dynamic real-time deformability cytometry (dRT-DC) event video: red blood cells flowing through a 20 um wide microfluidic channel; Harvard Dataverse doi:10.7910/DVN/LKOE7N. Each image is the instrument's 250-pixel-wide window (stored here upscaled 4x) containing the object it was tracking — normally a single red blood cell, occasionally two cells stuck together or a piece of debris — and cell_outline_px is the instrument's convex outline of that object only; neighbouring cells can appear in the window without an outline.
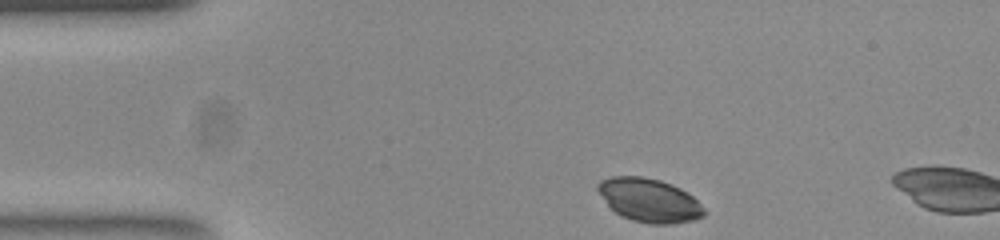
{"species": "common noctule bat (a hibernating species)", "species_latin": "Nyctalus noctula", "temperature_condition": "room temperature", "stored_images_in_passage": 45, "camera_frame_rate_fps": 3000, "um_per_image_px": 0.085, "animal": {"sex": "female", "body_mass_g": 23.0, "forearm_length_mm": 53.4}, "frame": {"image": 1, "passage_image": 1, "time_ms": 0.0, "image_size_px": [1000, 240], "cell_outline_px": [[704, 216], [692, 220], [672, 224], [652, 224], [632, 220], [620, 216], [608, 204], [596, 188], [596, 184], [600, 180], [612, 176], [640, 176], [660, 180], [672, 184], [680, 188], [692, 196], [704, 208]], "centroid_in_image_um": [55.17, 17.01], "position_along_channel_um": 29.8, "area_um2": 26.82}}
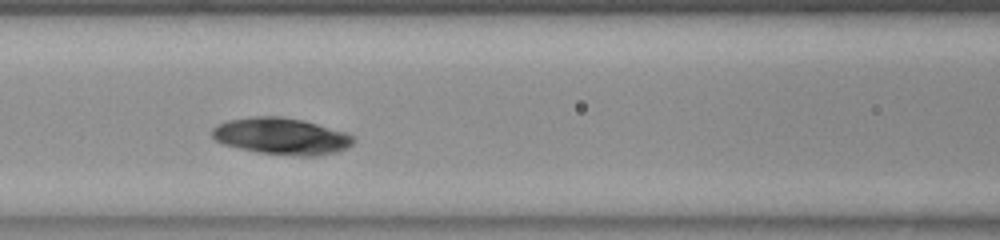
{"frame": {"image": 2, "passage_image": 14, "time_ms": 4.333, "image_size_px": [1000, 240], "cell_outline_px": [[356, 140], [348, 148], [336, 152], [316, 156], [300, 156], [260, 152], [240, 148], [224, 144], [216, 140], [212, 136], [212, 128], [228, 120], [256, 116], [284, 116], [304, 120], [344, 132], [352, 136]], "centroid_in_image_um": [23.95, 11.57], "position_along_channel_um": 142.7, "area_um2": 30.0}}
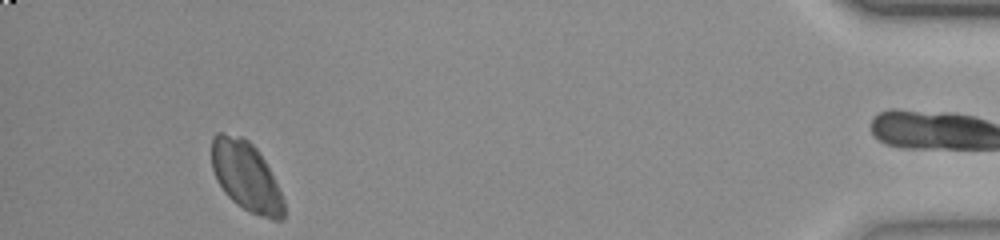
{"frame": {"image": 3, "passage_image": 41, "time_ms": 13.333, "image_size_px": [1000, 240], "cell_outline_px": [[284, 220], [272, 220], [248, 212], [236, 204], [224, 192], [216, 180], [212, 168], [212, 136], [216, 132], [224, 132], [240, 136], [248, 140], [256, 148], [264, 160], [284, 200]], "centroid_in_image_um": [20.89, 15.0], "position_along_channel_um": 414.3, "area_um2": 29.3}}